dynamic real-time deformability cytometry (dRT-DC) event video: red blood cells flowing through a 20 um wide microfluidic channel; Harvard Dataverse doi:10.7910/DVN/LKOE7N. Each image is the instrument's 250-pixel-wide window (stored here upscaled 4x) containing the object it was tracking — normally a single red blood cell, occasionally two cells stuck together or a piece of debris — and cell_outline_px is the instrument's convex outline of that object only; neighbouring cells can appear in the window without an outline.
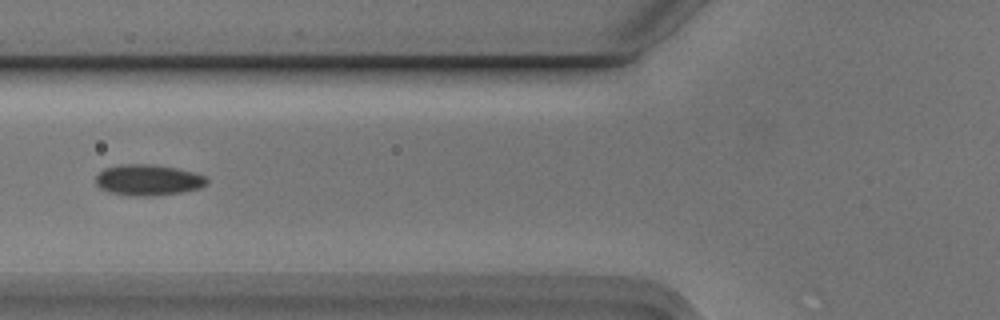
{"species": "Egyptian fruit bat (a non-hibernating species)", "species_latin": "Rousettus aegyptiacus", "temperature_condition": "cold", "stored_images_in_passage": 5, "camera_frame_rate_fps": 3000, "um_per_image_px": 0.085, "animal": {"sex": "male"}, "frame": {"image": 1, "passage_image": 5, "time_ms": 1.333, "image_size_px": [1000, 320], "cell_outline_px": [[208, 184], [200, 188], [184, 192], [152, 196], [128, 196], [108, 192], [100, 188], [96, 184], [96, 176], [104, 168], [124, 164], [148, 164], [176, 168], [192, 172], [204, 176], [208, 180]], "centroid_in_image_um": [12.58, 15.32], "position_along_channel_um": 113.2, "area_um2": 20.11}}